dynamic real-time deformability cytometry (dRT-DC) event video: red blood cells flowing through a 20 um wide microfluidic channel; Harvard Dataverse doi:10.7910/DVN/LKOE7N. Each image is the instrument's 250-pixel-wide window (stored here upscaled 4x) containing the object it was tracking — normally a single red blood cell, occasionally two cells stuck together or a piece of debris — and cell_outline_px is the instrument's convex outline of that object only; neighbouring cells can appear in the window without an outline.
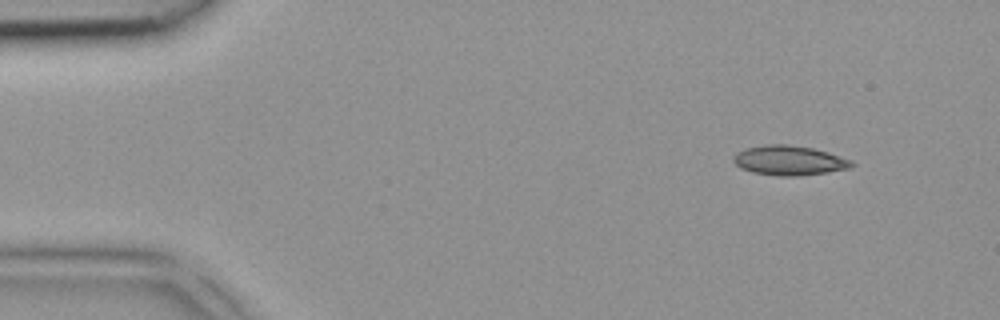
{"species": "common noctule bat (a hibernating species)", "species_latin": "Nyctalus noctula", "temperature_condition": "room temperature", "stored_images_in_passage": 3, "camera_frame_rate_fps": 3000, "um_per_image_px": 0.085, "animal": {"sex": "female", "body_mass_g": 18.4}, "frame": {"image": 1, "passage_image": 1, "time_ms": 0.0, "image_size_px": [1000, 320], "cell_outline_px": [[856, 164], [852, 168], [828, 172], [796, 176], [780, 176], [752, 172], [740, 168], [732, 160], [732, 156], [736, 152], [744, 148], [768, 144], [788, 144], [812, 148], [828, 152], [852, 160]], "centroid_in_image_um": [67.08, 13.63], "position_along_channel_um": 17.9, "area_um2": 20.63}}